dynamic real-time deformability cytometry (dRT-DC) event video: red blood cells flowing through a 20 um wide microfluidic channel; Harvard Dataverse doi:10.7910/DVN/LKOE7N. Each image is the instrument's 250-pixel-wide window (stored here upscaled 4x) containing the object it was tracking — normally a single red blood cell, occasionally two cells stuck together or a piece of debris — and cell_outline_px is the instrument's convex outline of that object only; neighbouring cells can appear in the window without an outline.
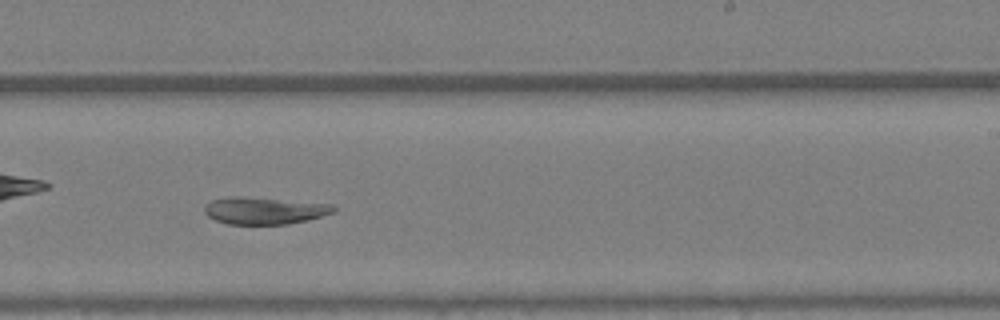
{"species": "Egyptian fruit bat (a non-hibernating species)", "species_latin": "Rousettus aegyptiacus", "temperature_condition": "warm", "stored_images_in_passage": 35, "camera_frame_rate_fps": 3000, "um_per_image_px": 0.085, "animal": {"sex": "female"}, "frame": {"image": 1, "passage_image": 20, "time_ms": 6.333, "image_size_px": [1000, 320], "cell_outline_px": [[336, 212], [288, 224], [228, 224], [216, 220], [208, 216], [204, 212], [204, 208], [212, 200], [232, 196], [240, 196], [332, 204], [336, 208]], "centroid_in_image_um": [22.47, 17.9], "position_along_channel_um": 266.5, "area_um2": 20.11}, "authors_computed_cell_mechanics": {"area_um2": 24.1604, "velocity_mm_per_s": 4.9411, "shape_relaxation_time_tau1_ms": null, "shape_relaxation_time_tau2_ms": 6.3693, "deformation_change_tau1": null, "deformation_change_tau2": 0.1299}}